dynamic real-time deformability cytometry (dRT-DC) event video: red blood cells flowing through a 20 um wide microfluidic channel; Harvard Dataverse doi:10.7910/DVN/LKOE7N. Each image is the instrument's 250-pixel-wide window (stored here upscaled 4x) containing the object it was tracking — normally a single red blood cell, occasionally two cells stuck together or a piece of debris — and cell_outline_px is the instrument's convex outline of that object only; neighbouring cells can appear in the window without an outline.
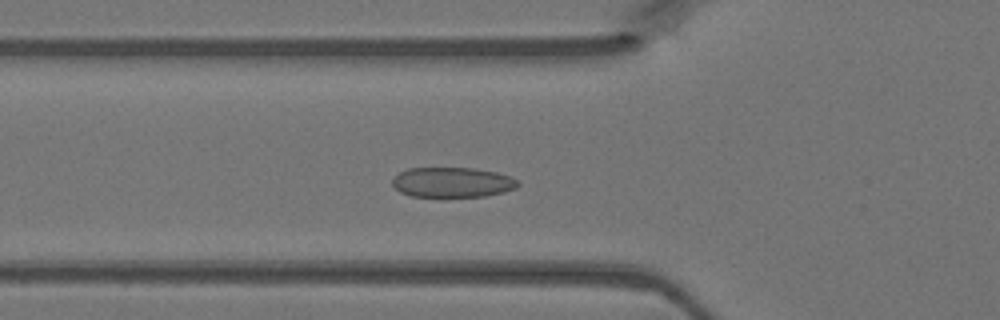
{"species": "Egyptian fruit bat (a non-hibernating species)", "species_latin": "Rousettus aegyptiacus", "temperature_condition": "warm", "stored_images_in_passage": 35, "camera_frame_rate_fps": 3000, "um_per_image_px": 0.085, "animal": {"sex": "female"}, "frame": {"image": 1, "passage_image": 8, "time_ms": 2.333, "image_size_px": [1000, 320], "cell_outline_px": [[520, 184], [516, 188], [504, 192], [484, 196], [412, 196], [400, 192], [392, 184], [392, 180], [400, 172], [408, 168], [476, 168], [496, 172], [508, 176], [516, 180]], "centroid_in_image_um": [38.45, 15.49], "position_along_channel_um": 87.3, "area_um2": 21.79}}
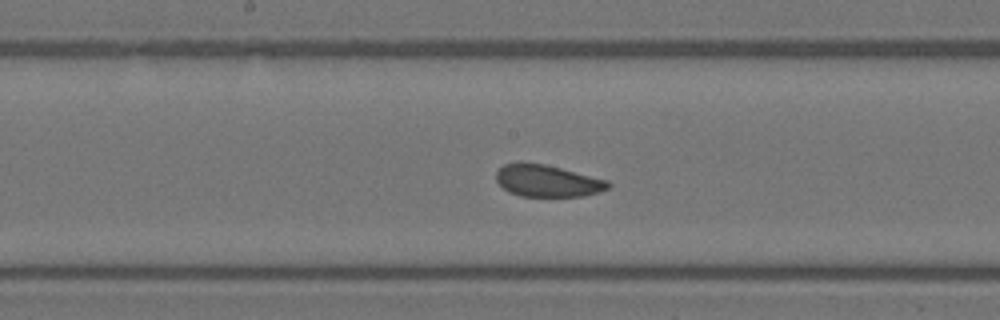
{"frame": {"image": 2, "passage_image": 16, "time_ms": 5.0, "image_size_px": [1000, 320], "cell_outline_px": [[612, 184], [608, 188], [600, 192], [584, 196], [520, 196], [508, 192], [496, 180], [496, 172], [504, 164], [516, 160], [520, 160], [544, 164], [608, 180]], "centroid_in_image_um": [46.5, 15.35], "position_along_channel_um": 201.7, "area_um2": 21.1}}
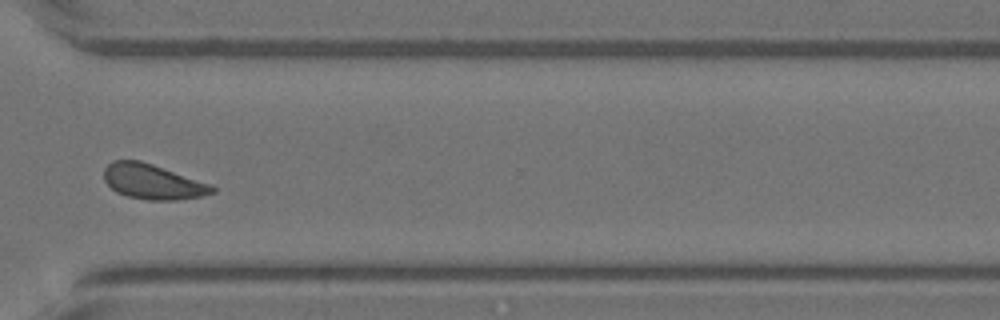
{"frame": {"image": 3, "passage_image": 27, "time_ms": 8.667, "image_size_px": [1000, 320], "cell_outline_px": [[216, 192], [200, 196], [176, 200], [148, 200], [128, 196], [116, 192], [104, 180], [104, 168], [112, 160], [140, 160], [212, 184], [216, 188]], "centroid_in_image_um": [12.99, 15.44], "position_along_channel_um": 357.6, "area_um2": 22.08}}